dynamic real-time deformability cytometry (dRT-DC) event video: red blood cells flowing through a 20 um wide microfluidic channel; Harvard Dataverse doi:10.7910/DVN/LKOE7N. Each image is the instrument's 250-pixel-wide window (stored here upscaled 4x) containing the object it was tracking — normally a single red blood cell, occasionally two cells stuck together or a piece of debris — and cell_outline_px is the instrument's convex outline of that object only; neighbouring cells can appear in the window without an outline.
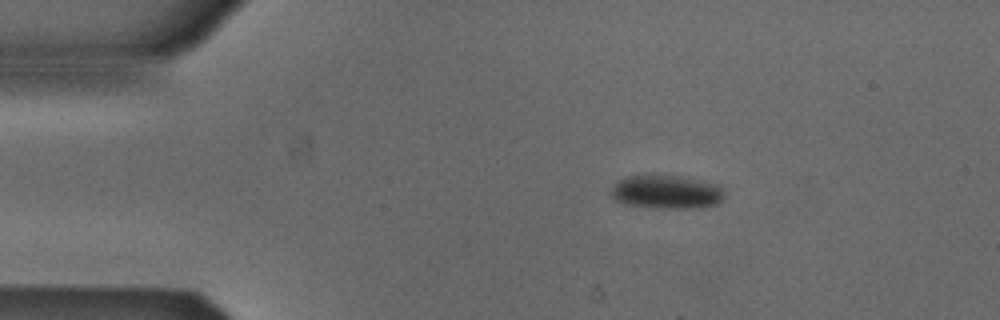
{"species": "Egyptian fruit bat (a non-hibernating species)", "species_latin": "Rousettus aegyptiacus", "temperature_condition": "cold", "stored_images_in_passage": 3, "camera_frame_rate_fps": 3000, "um_per_image_px": 0.085, "animal": {"sex": "male"}, "frame": {"image": 1, "passage_image": 2, "time_ms": 0.333, "image_size_px": [1000, 320], "cell_outline_px": [[724, 196], [716, 204], [696, 208], [652, 208], [624, 204], [616, 200], [608, 192], [612, 184], [628, 176], [680, 176], [704, 180], [716, 184], [724, 188]], "centroid_in_image_um": [56.63, 16.32], "position_along_channel_um": 28.4, "area_um2": 22.37}}